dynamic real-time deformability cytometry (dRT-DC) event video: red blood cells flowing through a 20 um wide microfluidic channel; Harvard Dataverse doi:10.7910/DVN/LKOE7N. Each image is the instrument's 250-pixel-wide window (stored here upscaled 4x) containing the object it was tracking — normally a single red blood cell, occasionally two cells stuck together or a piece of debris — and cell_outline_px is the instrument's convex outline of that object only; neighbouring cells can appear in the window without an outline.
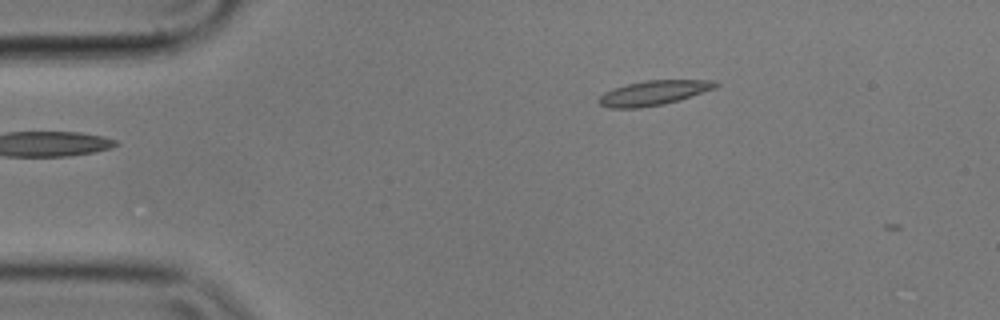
{"species": "common noctule bat (a hibernating species)", "species_latin": "Nyctalus noctula", "temperature_condition": "cold", "stored_images_in_passage": 5, "camera_frame_rate_fps": 3000, "um_per_image_px": 0.085, "animal": {"sex": "male", "body_mass_g": 17.9}, "frame": {"image": 1, "passage_image": 5, "time_ms": 1.333, "image_size_px": [1000, 320], "cell_outline_px": [[720, 84], [716, 88], [680, 100], [664, 104], [640, 108], [608, 108], [600, 104], [600, 96], [604, 92], [628, 84], [644, 80], [716, 80]], "centroid_in_image_um": [55.62, 7.89], "position_along_channel_um": 29.4, "area_um2": 16.76}}